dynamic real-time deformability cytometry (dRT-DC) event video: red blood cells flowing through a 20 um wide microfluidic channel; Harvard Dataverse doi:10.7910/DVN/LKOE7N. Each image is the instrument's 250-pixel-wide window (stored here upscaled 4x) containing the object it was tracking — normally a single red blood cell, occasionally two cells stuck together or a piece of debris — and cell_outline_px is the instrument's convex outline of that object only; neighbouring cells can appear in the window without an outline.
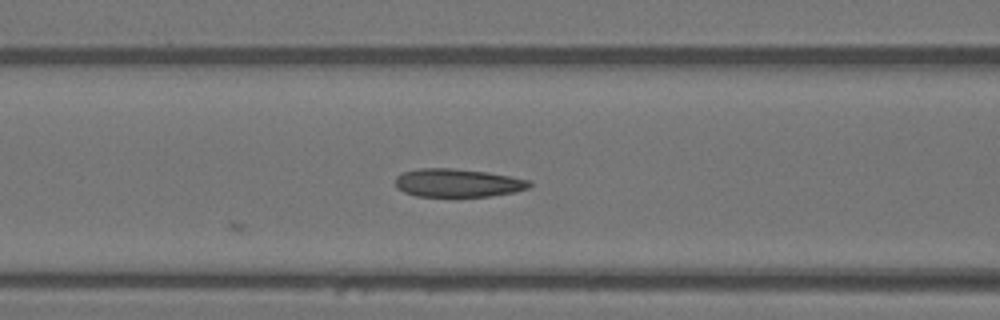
{"species": "Egyptian fruit bat (a non-hibernating species)", "species_latin": "Rousettus aegyptiacus", "temperature_condition": "warm", "stored_images_in_passage": 12, "camera_frame_rate_fps": 3000, "um_per_image_px": 0.085, "animal": {"sex": "female"}, "frame": {"image": 1, "passage_image": 12, "time_ms": 3.667, "image_size_px": [1000, 320], "cell_outline_px": [[532, 184], [528, 188], [512, 192], [488, 196], [416, 196], [404, 192], [396, 188], [396, 176], [404, 172], [420, 168], [452, 168], [488, 172], [532, 180]], "centroid_in_image_um": [38.91, 15.54], "position_along_channel_um": 127.7, "area_um2": 22.02}}